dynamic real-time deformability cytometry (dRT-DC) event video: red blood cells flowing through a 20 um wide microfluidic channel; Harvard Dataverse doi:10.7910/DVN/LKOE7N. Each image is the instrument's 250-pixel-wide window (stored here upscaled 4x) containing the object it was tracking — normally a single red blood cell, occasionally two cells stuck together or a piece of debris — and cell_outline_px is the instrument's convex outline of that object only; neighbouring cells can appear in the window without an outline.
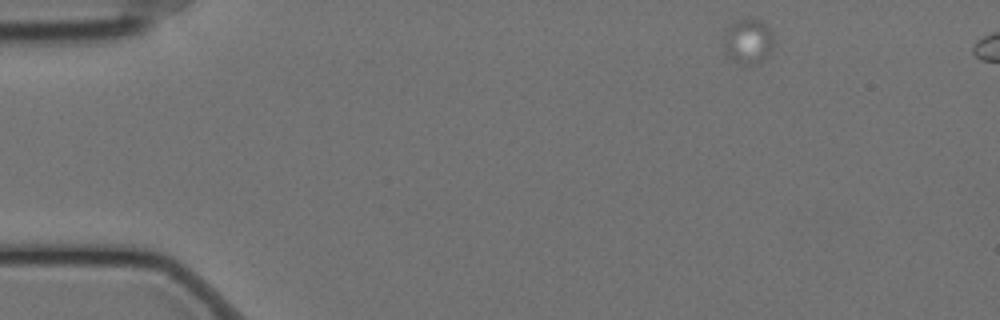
{"species": "Egyptian fruit bat (a non-hibernating species)", "species_latin": "Rousettus aegyptiacus", "temperature_condition": "cold", "stored_images_in_passage": 11, "camera_frame_rate_fps": 3000, "um_per_image_px": 0.085, "animal": {"sex": "female"}, "frame": {"image": 1, "passage_image": 1, "time_ms": 0.0, "image_size_px": [1000, 320], "cell_outline_px": [[772, 48], [764, 60], [760, 64], [744, 64], [732, 60], [724, 56], [724, 44], [728, 28], [732, 24], [740, 20], [760, 20], [768, 28], [772, 36]], "centroid_in_image_um": [63.58, 3.58], "position_along_channel_um": 21.4, "area_um2": 12.77}}